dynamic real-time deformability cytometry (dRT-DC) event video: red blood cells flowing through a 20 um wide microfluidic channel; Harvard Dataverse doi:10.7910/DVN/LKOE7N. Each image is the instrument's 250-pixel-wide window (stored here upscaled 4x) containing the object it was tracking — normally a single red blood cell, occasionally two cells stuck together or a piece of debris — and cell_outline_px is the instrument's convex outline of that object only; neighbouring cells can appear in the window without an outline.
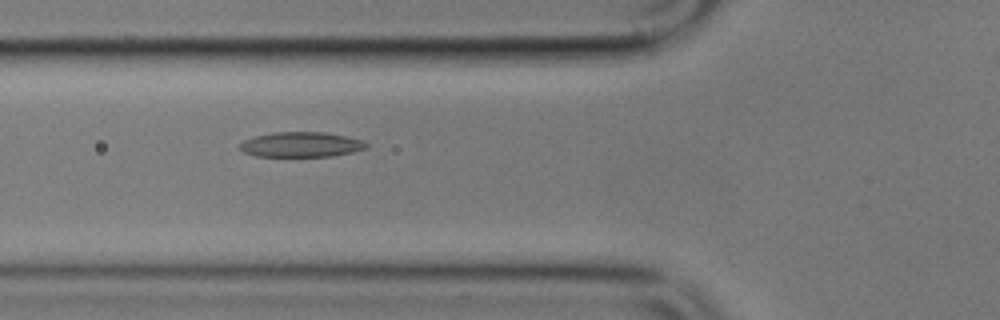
{"species": "common noctule bat (a hibernating species)", "species_latin": "Nyctalus noctula", "temperature_condition": "cold", "stored_images_in_passage": 6, "camera_frame_rate_fps": 3000, "um_per_image_px": 0.085, "animal": {"sex": "male", "body_mass_g": 17.9}, "frame": {"image": 1, "passage_image": 6, "time_ms": 6.0, "image_size_px": [1000, 320], "cell_outline_px": [[368, 148], [352, 152], [332, 156], [256, 156], [244, 152], [240, 148], [240, 144], [244, 140], [252, 136], [276, 132], [324, 132], [364, 140], [368, 144]], "centroid_in_image_um": [25.61, 12.28], "position_along_channel_um": 100.2, "area_um2": 18.44}}